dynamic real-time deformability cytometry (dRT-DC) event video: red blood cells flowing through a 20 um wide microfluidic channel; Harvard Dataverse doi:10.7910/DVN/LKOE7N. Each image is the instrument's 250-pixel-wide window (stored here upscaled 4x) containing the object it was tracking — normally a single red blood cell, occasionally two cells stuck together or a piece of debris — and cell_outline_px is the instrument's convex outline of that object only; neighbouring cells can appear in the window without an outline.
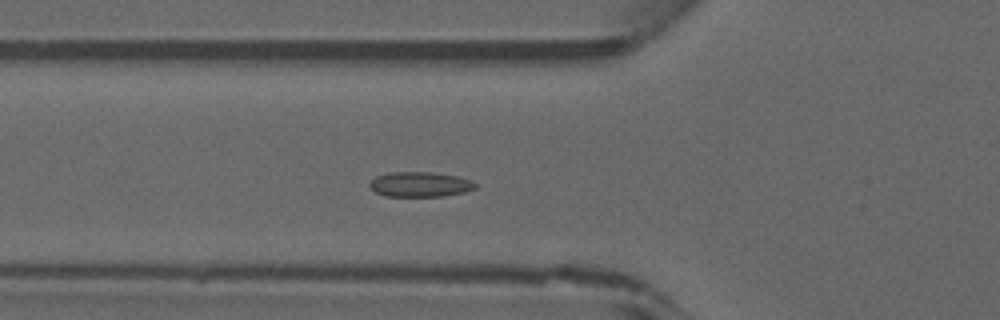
{"species": "common noctule bat (a hibernating species)", "species_latin": "Nyctalus noctula", "temperature_condition": "warm", "stored_images_in_passage": 44, "camera_frame_rate_fps": 3000, "um_per_image_px": 0.085, "animal": {"sex": "male", "forearm_length_mm": 52.5}, "frame": {"image": 1, "passage_image": 13, "time_ms": 4.0, "image_size_px": [1000, 320], "cell_outline_px": [[476, 188], [464, 192], [444, 196], [384, 196], [376, 192], [368, 184], [376, 176], [388, 172], [432, 172], [460, 176], [472, 180], [476, 184]], "centroid_in_image_um": [35.73, 15.66], "position_along_channel_um": 90.1, "area_um2": 15.49}}